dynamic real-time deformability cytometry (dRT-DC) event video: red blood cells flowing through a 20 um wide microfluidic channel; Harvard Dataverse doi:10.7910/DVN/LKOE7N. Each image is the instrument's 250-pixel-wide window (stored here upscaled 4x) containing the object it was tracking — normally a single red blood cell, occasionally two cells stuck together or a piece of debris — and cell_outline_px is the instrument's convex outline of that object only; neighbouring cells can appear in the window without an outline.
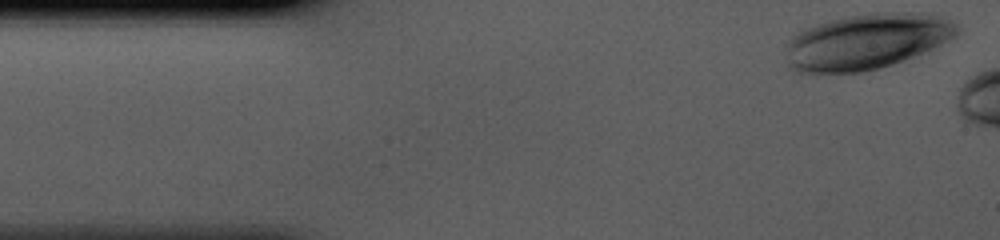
{"species": "human", "species_latin": "Homo sapiens", "temperature_condition": "cold", "stored_images_in_passage": 5, "camera_frame_rate_fps": 3000, "um_per_image_px": 0.085, "donor": {"sex": "male"}, "frame": {"image": 1, "passage_image": 1, "time_ms": 0.0, "image_size_px": [1000, 240], "cell_outline_px": [[956, 36], [936, 48], [904, 60], [880, 68], [860, 72], [796, 72], [788, 68], [788, 44], [800, 32], [816, 24], [832, 20], [852, 16], [880, 12], [920, 12], [940, 16], [956, 24]], "centroid_in_image_um": [73.72, 3.53], "position_along_channel_um": 11.3, "area_um2": 54.79}}